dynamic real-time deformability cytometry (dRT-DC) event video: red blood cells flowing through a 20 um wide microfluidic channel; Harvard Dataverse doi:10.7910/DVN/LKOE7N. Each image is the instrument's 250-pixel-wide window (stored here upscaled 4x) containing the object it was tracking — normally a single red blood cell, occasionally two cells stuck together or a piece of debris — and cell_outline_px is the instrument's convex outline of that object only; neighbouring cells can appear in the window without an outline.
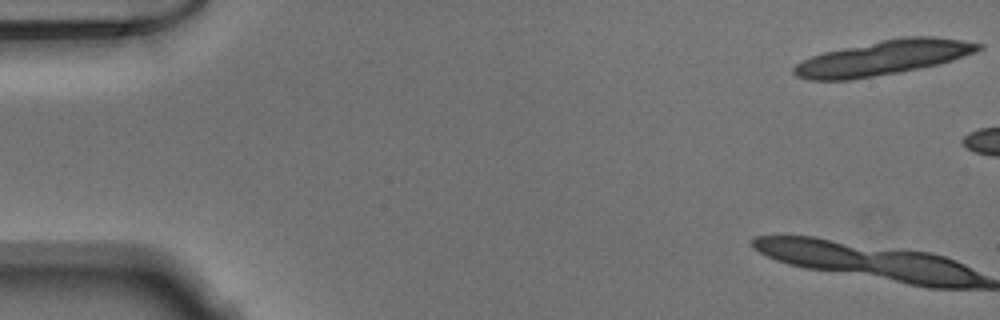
{"species": "Egyptian fruit bat (a non-hibernating species)", "species_latin": "Rousettus aegyptiacus", "temperature_condition": "warm", "stored_images_in_passage": 12, "camera_frame_rate_fps": 3000, "um_per_image_px": 0.085, "animal": {"sex": "male"}, "frame": {"image": 1, "passage_image": 1, "time_ms": 0.0, "image_size_px": [1000, 320], "cell_outline_px": [[984, 48], [976, 52], [940, 64], [900, 72], [848, 80], [808, 80], [796, 76], [792, 72], [792, 68], [796, 64], [812, 56], [824, 52], [880, 40], [900, 36], [932, 36], [960, 40], [984, 44]], "centroid_in_image_um": [75.1, 4.91], "position_along_channel_um": 9.9, "area_um2": 37.28}}